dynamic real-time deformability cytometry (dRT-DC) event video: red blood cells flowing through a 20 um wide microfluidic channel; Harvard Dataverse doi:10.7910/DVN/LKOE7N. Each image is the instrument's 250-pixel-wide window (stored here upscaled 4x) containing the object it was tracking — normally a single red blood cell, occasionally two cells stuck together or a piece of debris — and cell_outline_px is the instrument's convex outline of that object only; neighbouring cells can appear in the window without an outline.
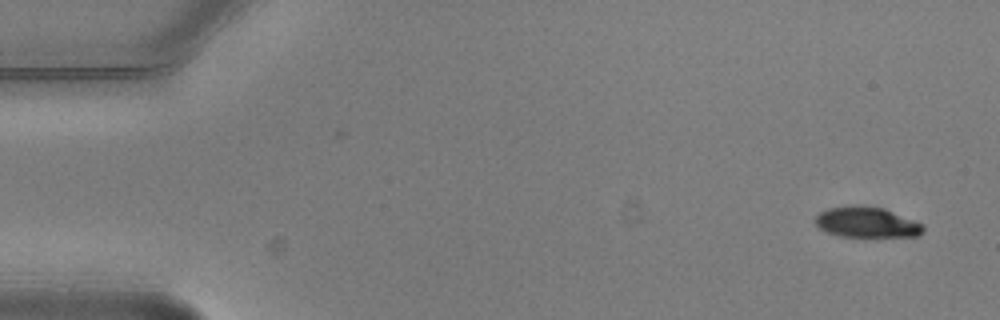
{"species": "common noctule bat (a hibernating species)", "species_latin": "Nyctalus noctula", "temperature_condition": "warm", "stored_images_in_passage": 2, "camera_frame_rate_fps": 3000, "um_per_image_px": 0.085, "animal": {"sex": "male", "body_mass_g": 20.5, "forearm_length_mm": 52.5}, "frame": {"image": 1, "passage_image": 2, "time_ms": 0.333, "image_size_px": [1000, 320], "cell_outline_px": [[924, 232], [920, 236], [840, 236], [828, 232], [820, 228], [816, 224], [816, 216], [820, 212], [828, 208], [884, 208], [924, 224]], "centroid_in_image_um": [73.74, 18.94], "position_along_channel_um": 11.3, "area_um2": 18.38}}